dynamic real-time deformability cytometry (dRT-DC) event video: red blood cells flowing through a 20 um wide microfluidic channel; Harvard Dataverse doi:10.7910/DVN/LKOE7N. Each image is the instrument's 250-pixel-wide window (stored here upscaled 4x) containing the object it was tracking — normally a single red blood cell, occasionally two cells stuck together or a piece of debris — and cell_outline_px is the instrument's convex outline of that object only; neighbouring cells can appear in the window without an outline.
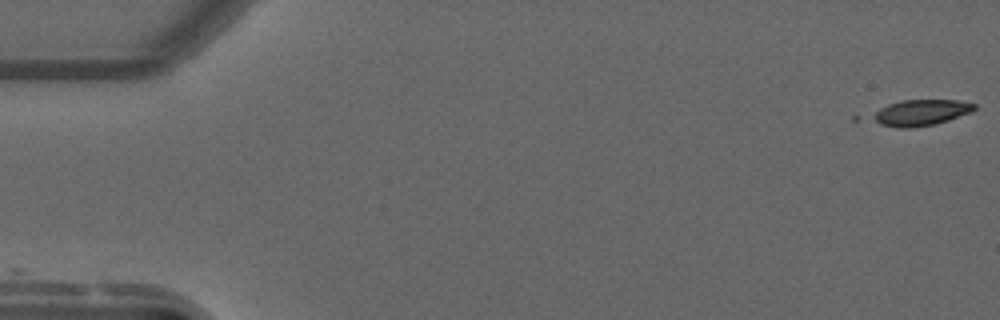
{"species": "common noctule bat (a hibernating species)", "species_latin": "Nyctalus noctula", "temperature_condition": "warm", "stored_images_in_passage": 6, "camera_frame_rate_fps": 3000, "um_per_image_px": 0.085, "animal": {"sex": "male", "forearm_length_mm": 52.5}, "frame": {"image": 1, "passage_image": 1, "time_ms": 0.0, "image_size_px": [1000, 320], "cell_outline_px": [[976, 108], [972, 112], [948, 120], [932, 124], [912, 128], [900, 128], [880, 124], [872, 120], [868, 116], [880, 108], [888, 104], [900, 100], [960, 100], [976, 104]], "centroid_in_image_um": [78.24, 9.56], "position_along_channel_um": 6.8, "area_um2": 15.55}}